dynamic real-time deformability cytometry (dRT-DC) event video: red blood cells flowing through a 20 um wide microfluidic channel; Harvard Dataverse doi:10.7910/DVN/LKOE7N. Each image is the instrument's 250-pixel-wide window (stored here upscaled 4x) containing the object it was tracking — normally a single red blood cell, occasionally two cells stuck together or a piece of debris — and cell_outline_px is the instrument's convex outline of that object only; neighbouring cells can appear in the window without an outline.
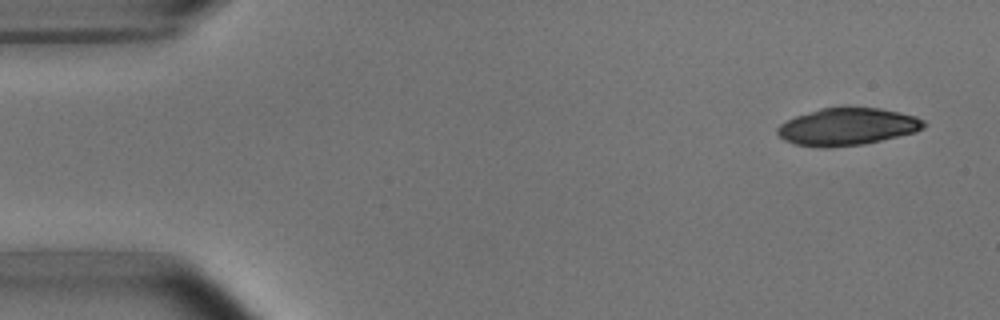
{"species": "common noctule bat (a hibernating species)", "species_latin": "Nyctalus noctula", "temperature_condition": "room temperature", "stored_images_in_passage": 3, "camera_frame_rate_fps": 3000, "um_per_image_px": 0.085, "animal": {"sex": "male", "body_mass_g": 15.6}, "frame": {"image": 1, "passage_image": 1, "time_ms": 0.0, "image_size_px": [1000, 320], "cell_outline_px": [[928, 124], [924, 128], [916, 132], [864, 144], [828, 148], [820, 148], [796, 144], [784, 140], [776, 132], [776, 128], [780, 124], [796, 116], [820, 108], [848, 104], [880, 108], [900, 112], [916, 116], [924, 120]], "centroid_in_image_um": [72.05, 10.73], "position_along_channel_um": 12.9, "area_um2": 32.71}}